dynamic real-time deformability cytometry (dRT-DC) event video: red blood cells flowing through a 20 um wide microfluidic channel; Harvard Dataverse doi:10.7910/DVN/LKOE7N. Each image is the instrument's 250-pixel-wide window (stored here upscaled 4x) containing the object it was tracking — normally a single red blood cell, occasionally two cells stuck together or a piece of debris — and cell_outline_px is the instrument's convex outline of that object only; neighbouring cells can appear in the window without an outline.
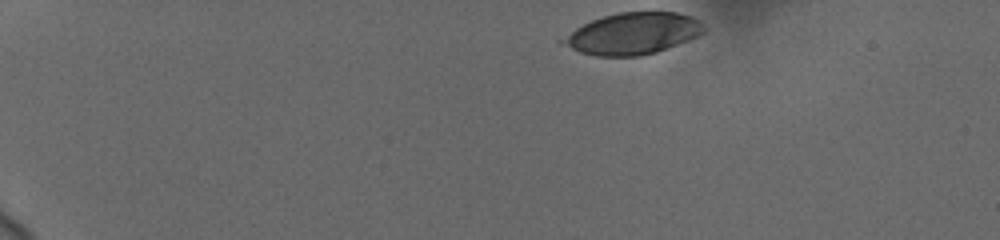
{"species": "human", "species_latin": "Homo sapiens", "temperature_condition": "cold", "stored_images_in_passage": 10, "camera_frame_rate_fps": 3000, "um_per_image_px": 0.085, "donor": {"sex": "female"}, "frame": {"image": 1, "passage_image": 1, "time_ms": 0.0, "image_size_px": [1000, 240], "cell_outline_px": [[704, 32], [696, 36], [656, 52], [640, 56], [596, 56], [580, 52], [560, 44], [556, 40], [576, 28], [592, 20], [604, 16], [620, 12], [676, 12], [692, 16], [704, 28]], "centroid_in_image_um": [53.71, 2.86], "position_along_channel_um": 31.3, "area_um2": 33.87}}
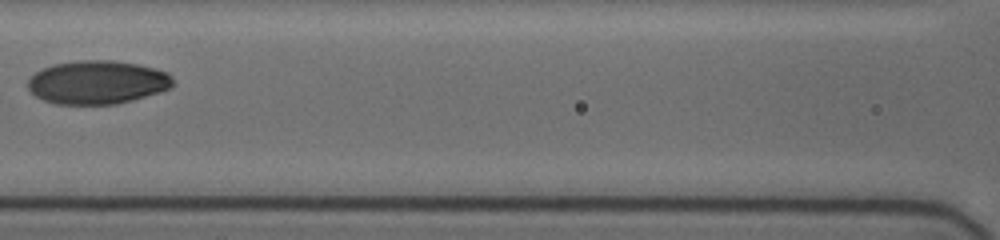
{"frame": {"image": 2, "passage_image": 9, "time_ms": 6.333, "image_size_px": [1000, 240], "cell_outline_px": [[176, 84], [172, 88], [160, 92], [116, 104], [56, 104], [44, 100], [36, 96], [28, 88], [28, 76], [52, 64], [80, 60], [112, 60], [136, 64], [168, 72], [172, 76]], "centroid_in_image_um": [8.29, 6.99], "position_along_channel_um": 158.3, "area_um2": 36.88}}
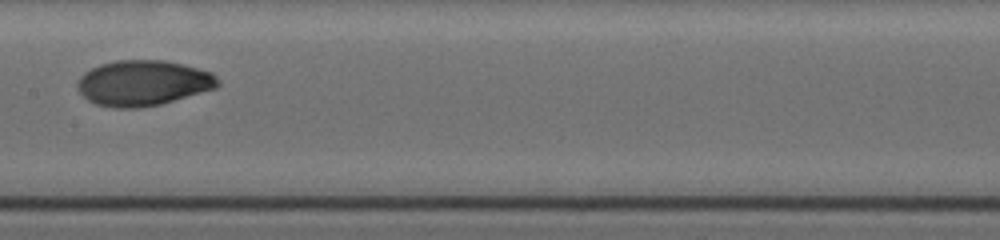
{"frame": {"image": 3, "passage_image": 10, "time_ms": 7.333, "image_size_px": [1000, 240], "cell_outline_px": [[220, 84], [216, 88], [160, 104], [136, 108], [116, 108], [96, 104], [88, 100], [76, 88], [76, 80], [84, 72], [100, 64], [116, 60], [164, 60], [184, 64], [212, 72], [220, 80]], "centroid_in_image_um": [12.15, 7.04], "position_along_channel_um": 195.2, "area_um2": 37.34}}